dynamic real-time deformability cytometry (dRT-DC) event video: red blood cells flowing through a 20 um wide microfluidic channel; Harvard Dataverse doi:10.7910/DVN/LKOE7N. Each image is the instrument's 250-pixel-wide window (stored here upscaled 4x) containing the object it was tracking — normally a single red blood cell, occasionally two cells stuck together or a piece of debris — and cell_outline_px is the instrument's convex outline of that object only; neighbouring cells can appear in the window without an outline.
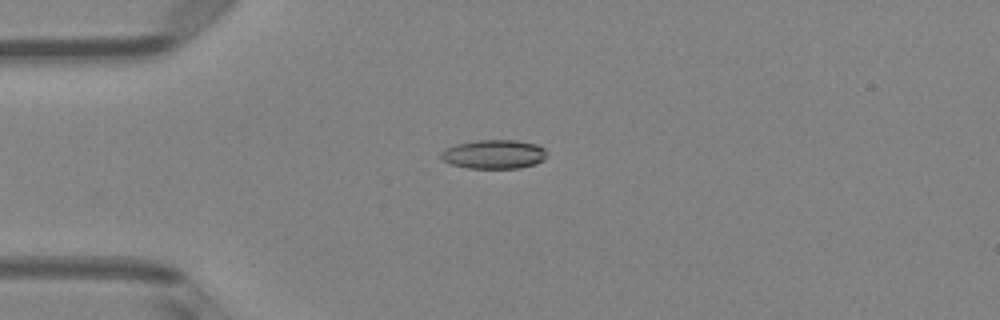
{"species": "Egyptian fruit bat (a non-hibernating species)", "species_latin": "Rousettus aegyptiacus", "temperature_condition": "room temperature", "stored_images_in_passage": 49, "camera_frame_rate_fps": 3000, "um_per_image_px": 0.085, "animal": {"sex": "female"}, "frame": {"image": 1, "passage_image": 12, "time_ms": 3.667, "image_size_px": [1000, 320], "cell_outline_px": [[548, 156], [544, 160], [536, 164], [520, 168], [468, 168], [452, 164], [444, 160], [440, 156], [440, 152], [444, 148], [456, 144], [476, 140], [516, 140], [536, 144], [544, 148], [548, 152]], "centroid_in_image_um": [42.02, 13.11], "position_along_channel_um": 43.0, "area_um2": 18.09}}
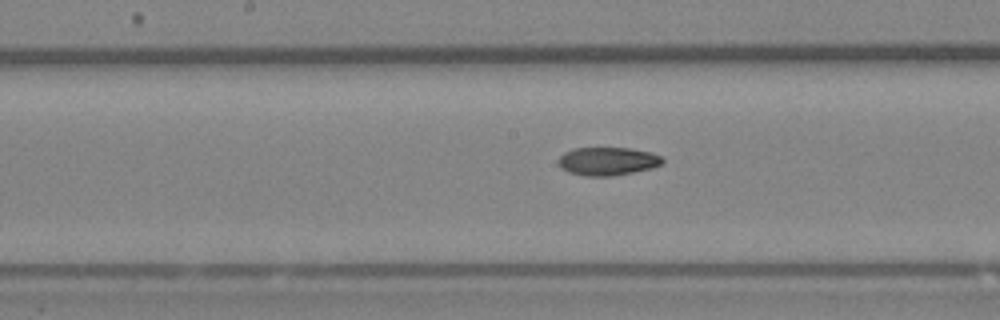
{"frame": {"image": 2, "passage_image": 25, "time_ms": 8.0, "image_size_px": [1000, 320], "cell_outline_px": [[664, 160], [660, 164], [652, 168], [612, 176], [584, 176], [568, 172], [560, 168], [560, 156], [564, 152], [572, 148], [632, 148], [648, 152], [660, 156]], "centroid_in_image_um": [51.62, 13.7], "position_along_channel_um": 196.6, "area_um2": 16.99}}
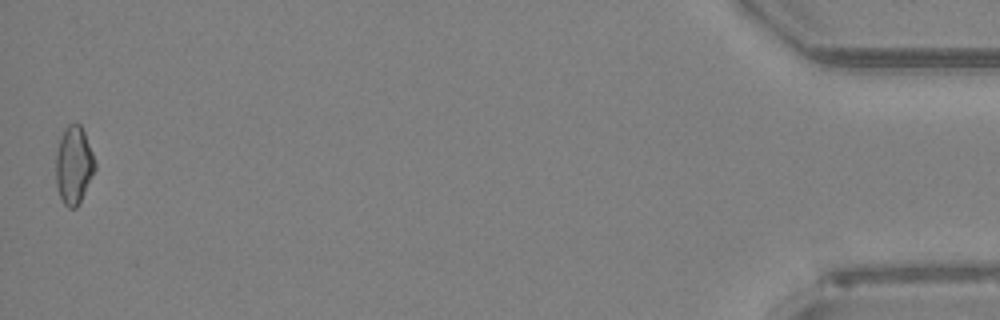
{"frame": {"image": 3, "passage_image": 49, "time_ms": 16.0, "image_size_px": [1000, 320], "cell_outline_px": [[96, 168], [76, 208], [68, 208], [64, 204], [56, 188], [56, 152], [64, 128], [68, 124], [76, 120], [80, 124], [84, 132], [92, 152], [96, 164]], "centroid_in_image_um": [6.26, 14.0], "position_along_channel_um": 428.9, "area_um2": 17.69}, "authors_computed_cell_mechanics": {"area_um2": 17.34, "velocity_mm_per_s": 4.0686, "shape_relaxation_time_tau1_ms": null, "shape_relaxation_time_tau2_ms": 6.0126, "deformation_change_tau1": null, "deformation_change_tau2": 0.1349}}